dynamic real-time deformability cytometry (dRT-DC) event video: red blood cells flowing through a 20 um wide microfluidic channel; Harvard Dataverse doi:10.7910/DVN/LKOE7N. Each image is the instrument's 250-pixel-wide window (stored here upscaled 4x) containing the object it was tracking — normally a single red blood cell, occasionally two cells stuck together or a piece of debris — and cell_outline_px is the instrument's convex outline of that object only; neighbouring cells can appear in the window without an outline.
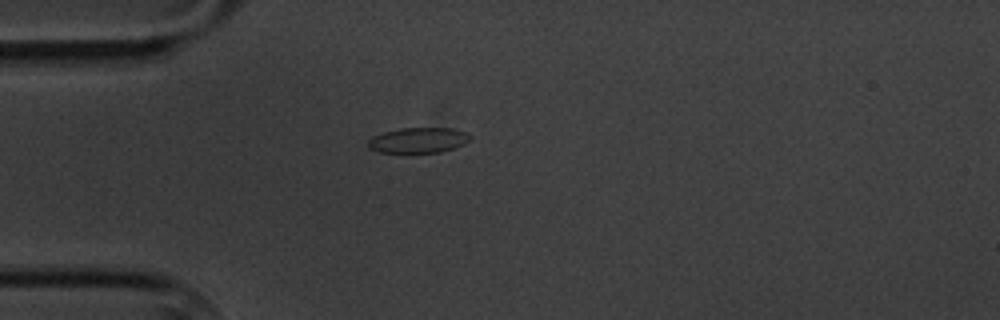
{"species": "common noctule bat (a hibernating species)", "species_latin": "Nyctalus noctula", "temperature_condition": "cold", "stored_images_in_passage": 1, "camera_frame_rate_fps": 3000, "um_per_image_px": 0.085, "animal": {"sex": "male", "body_mass_g": 20.1, "forearm_length_mm": 53.5}, "frame": {"image": 1, "passage_image": 1, "time_ms": 0.0, "image_size_px": [1000, 320], "cell_outline_px": [[472, 140], [464, 144], [440, 152], [380, 152], [368, 148], [368, 140], [372, 136], [384, 132], [400, 128], [452, 128], [464, 132], [472, 136]], "centroid_in_image_um": [35.56, 11.91], "position_along_channel_um": 49.4, "area_um2": 15.03}}